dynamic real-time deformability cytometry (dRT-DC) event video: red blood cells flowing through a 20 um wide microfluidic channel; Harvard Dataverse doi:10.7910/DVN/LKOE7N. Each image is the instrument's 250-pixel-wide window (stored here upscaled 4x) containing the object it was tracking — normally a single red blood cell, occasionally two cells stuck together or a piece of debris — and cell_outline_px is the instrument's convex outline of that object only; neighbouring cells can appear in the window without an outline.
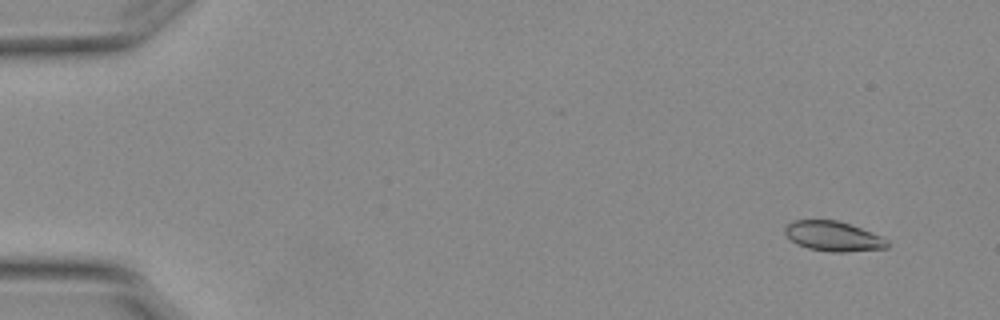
{"species": "Egyptian fruit bat (a non-hibernating species)", "species_latin": "Rousettus aegyptiacus", "temperature_condition": "warm", "stored_images_in_passage": 6, "camera_frame_rate_fps": 3000, "um_per_image_px": 0.085, "animal": {"sex": "female"}, "frame": {"image": 1, "passage_image": 2, "time_ms": 0.333, "image_size_px": [1000, 320], "cell_outline_px": [[888, 248], [844, 252], [832, 252], [808, 248], [792, 240], [784, 232], [784, 228], [792, 220], [836, 220], [852, 224], [880, 236], [888, 240]], "centroid_in_image_um": [70.84, 20.07], "position_along_channel_um": 14.2, "area_um2": 17.69}}
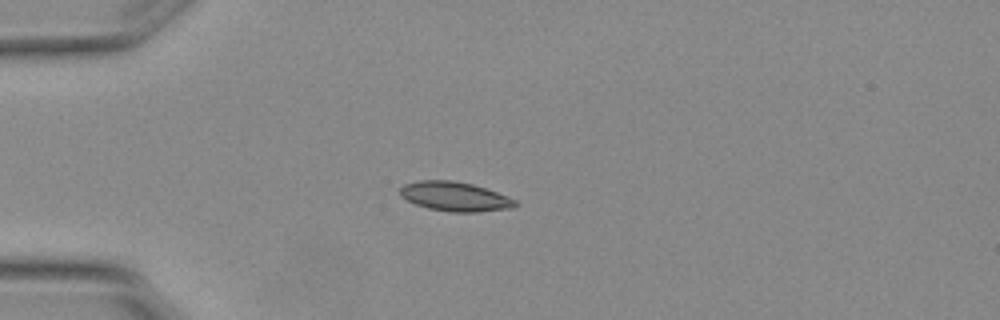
{"frame": {"image": 2, "passage_image": 5, "time_ms": 1.333, "image_size_px": [1000, 320], "cell_outline_px": [[520, 204], [512, 208], [476, 212], [452, 212], [428, 208], [416, 204], [400, 196], [400, 188], [404, 184], [420, 180], [452, 180], [472, 184], [496, 192], [516, 200]], "centroid_in_image_um": [38.67, 16.7], "position_along_channel_um": 46.3, "area_um2": 19.59}}